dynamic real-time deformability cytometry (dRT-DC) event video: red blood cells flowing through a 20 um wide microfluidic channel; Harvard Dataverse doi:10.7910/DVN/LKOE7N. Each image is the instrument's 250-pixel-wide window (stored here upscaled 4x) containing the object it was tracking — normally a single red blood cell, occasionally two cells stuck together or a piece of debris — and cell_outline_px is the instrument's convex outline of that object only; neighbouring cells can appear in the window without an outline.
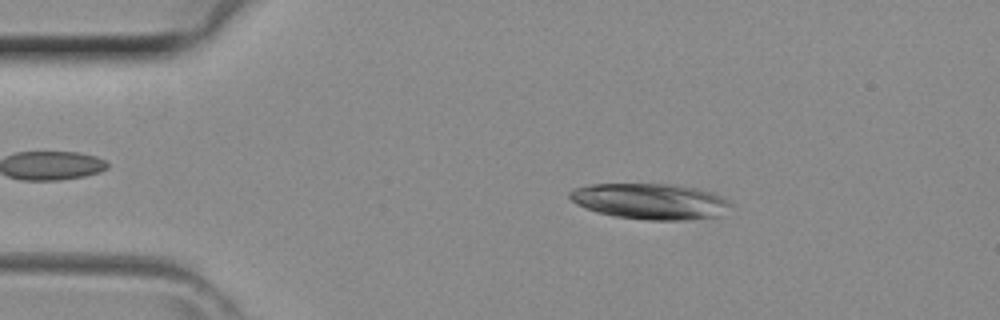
{"species": "common noctule bat (a hibernating species)", "species_latin": "Nyctalus noctula", "temperature_condition": "room temperature", "stored_images_in_passage": 16, "camera_frame_rate_fps": 3000, "um_per_image_px": 0.085, "animal": {"sex": "female", "body_mass_g": 29.2, "forearm_length_mm": 56.3}, "frame": {"image": 1, "passage_image": 6, "time_ms": 1.667, "image_size_px": [1000, 320], "cell_outline_px": [[732, 204], [720, 216], [684, 220], [648, 220], [616, 216], [596, 212], [576, 204], [568, 196], [568, 192], [572, 188], [588, 184], [668, 184], [696, 188], [712, 192], [728, 200]], "centroid_in_image_um": [55.23, 17.11], "position_along_channel_um": 29.8, "area_um2": 33.64}}